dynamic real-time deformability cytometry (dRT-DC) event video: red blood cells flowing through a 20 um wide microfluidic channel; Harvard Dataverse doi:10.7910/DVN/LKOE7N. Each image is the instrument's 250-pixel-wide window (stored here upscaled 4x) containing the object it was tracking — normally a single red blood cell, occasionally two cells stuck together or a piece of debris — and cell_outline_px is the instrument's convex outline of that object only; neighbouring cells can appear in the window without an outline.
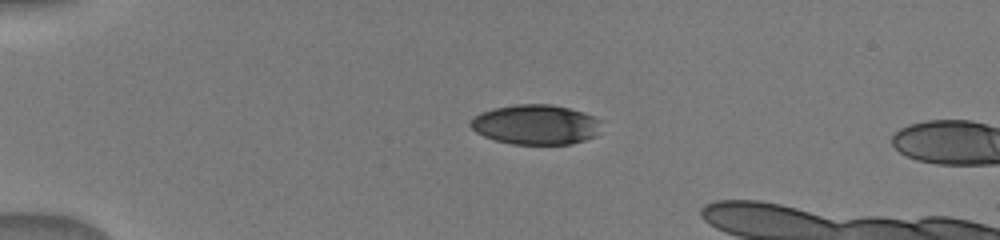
{"species": "human", "species_latin": "Homo sapiens", "temperature_condition": "warm", "stored_images_in_passage": 2, "camera_frame_rate_fps": 3000, "um_per_image_px": 0.085, "donor": {"sex": "male"}, "frame": {"image": 1, "passage_image": 1, "time_ms": 0.0, "image_size_px": [1000, 240], "cell_outline_px": [[604, 120], [596, 136], [572, 144], [512, 144], [496, 140], [484, 136], [476, 132], [468, 124], [480, 112], [492, 108], [516, 104], [552, 104], [584, 112]], "centroid_in_image_um": [45.58, 10.58], "position_along_channel_um": 39.4, "area_um2": 30.69}}